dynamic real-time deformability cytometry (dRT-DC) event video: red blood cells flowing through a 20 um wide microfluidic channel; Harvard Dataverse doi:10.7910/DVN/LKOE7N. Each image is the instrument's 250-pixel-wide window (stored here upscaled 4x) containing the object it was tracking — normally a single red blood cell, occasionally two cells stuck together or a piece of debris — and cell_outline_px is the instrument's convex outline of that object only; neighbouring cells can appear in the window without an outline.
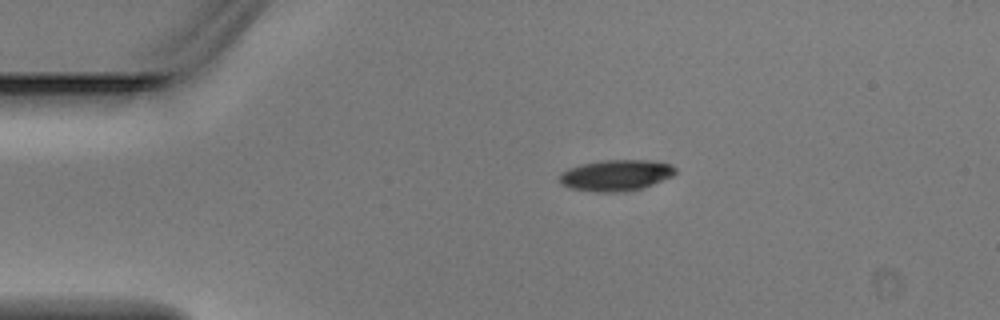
{"species": "Egyptian fruit bat (a non-hibernating species)", "species_latin": "Rousettus aegyptiacus", "temperature_condition": "warm", "stored_images_in_passage": 1, "camera_frame_rate_fps": 3000, "um_per_image_px": 0.085, "animal": {"sex": "male"}, "frame": {"image": 1, "passage_image": 1, "time_ms": 0.0, "image_size_px": [1000, 320], "cell_outline_px": [[676, 172], [672, 176], [644, 188], [624, 192], [596, 192], [568, 188], [560, 184], [560, 172], [568, 168], [580, 164], [604, 160], [652, 160], [672, 164], [676, 168]], "centroid_in_image_um": [52.35, 14.9], "position_along_channel_um": 32.6, "area_um2": 21.33}}